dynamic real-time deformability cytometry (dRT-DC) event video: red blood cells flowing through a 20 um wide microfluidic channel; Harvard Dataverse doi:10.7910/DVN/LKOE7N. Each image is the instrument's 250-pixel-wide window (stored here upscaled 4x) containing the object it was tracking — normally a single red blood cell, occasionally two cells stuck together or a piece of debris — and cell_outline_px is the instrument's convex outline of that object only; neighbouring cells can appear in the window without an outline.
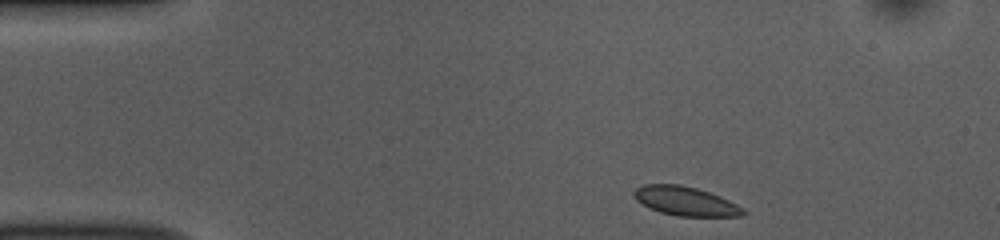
{"species": "common noctule bat (a hibernating species)", "species_latin": "Nyctalus noctula", "temperature_condition": "room temperature", "stored_images_in_passage": 46, "camera_frame_rate_fps": 3000, "um_per_image_px": 0.085, "animal": {"sex": "female", "body_mass_g": 10.0, "forearm_length_mm": 53.1}, "frame": {"image": 1, "passage_image": 1, "time_ms": 0.0, "image_size_px": [1000, 240], "cell_outline_px": [[748, 212], [744, 216], [676, 216], [660, 212], [648, 208], [636, 200], [632, 192], [636, 188], [644, 184], [680, 184], [696, 188], [720, 196], [744, 208]], "centroid_in_image_um": [58.26, 17.1], "position_along_channel_um": 26.7, "area_um2": 18.61}}
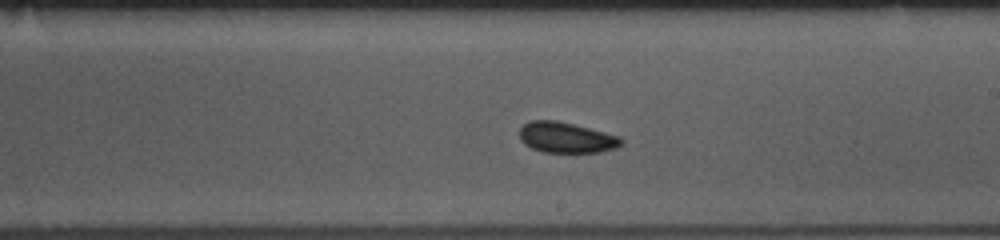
{"frame": {"image": 2, "passage_image": 23, "time_ms": 7.333, "image_size_px": [1000, 240], "cell_outline_px": [[624, 144], [616, 148], [600, 152], [540, 152], [524, 144], [520, 140], [520, 128], [528, 120], [556, 120], [620, 136], [624, 140]], "centroid_in_image_um": [48.13, 11.69], "position_along_channel_um": 240.9, "area_um2": 18.26}}
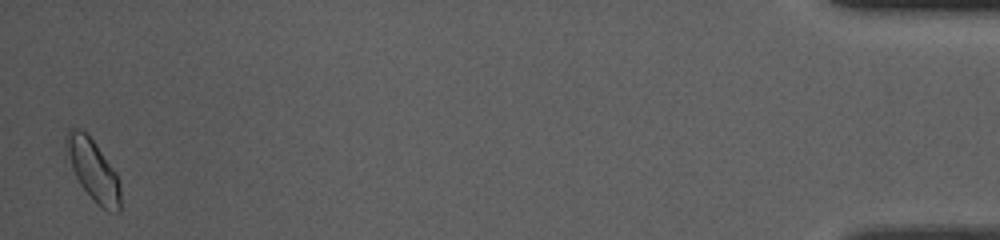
{"frame": {"image": 3, "passage_image": 45, "time_ms": 14.667, "image_size_px": [1000, 240], "cell_outline_px": [[120, 212], [108, 212], [100, 208], [80, 184], [72, 168], [64, 148], [64, 136], [68, 128], [72, 124], [80, 128], [96, 144], [116, 172], [120, 184]], "centroid_in_image_um": [7.88, 14.42], "position_along_channel_um": 427.3, "area_um2": 19.71}, "authors_computed_cell_mechanics": {"area_um2": 18.4671, "velocity_mm_per_s": 3.7443, "shape_relaxation_time_tau1_ms": 1.2719, "shape_relaxation_time_tau2_ms": 3.235, "deformation_change_tau1": 0.0307, "deformation_change_tau2": 0.0712}}